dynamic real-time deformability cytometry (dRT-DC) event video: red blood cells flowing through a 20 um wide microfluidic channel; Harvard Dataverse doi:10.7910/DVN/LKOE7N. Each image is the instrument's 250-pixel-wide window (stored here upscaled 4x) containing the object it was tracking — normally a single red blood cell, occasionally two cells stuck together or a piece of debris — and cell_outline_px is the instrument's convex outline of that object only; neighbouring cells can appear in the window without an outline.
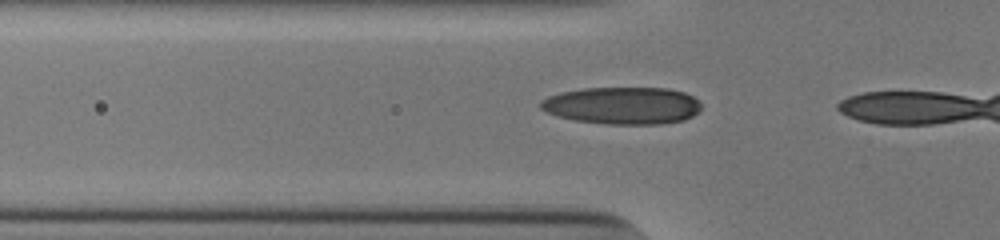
{"species": "human", "species_latin": "Homo sapiens", "temperature_condition": "cold", "stored_images_in_passage": 15, "camera_frame_rate_fps": 3000, "um_per_image_px": 0.085, "donor": {"sex": "male"}, "frame": {"image": 1, "passage_image": 13, "time_ms": 4.0, "image_size_px": [1000, 240], "cell_outline_px": [[700, 108], [692, 116], [684, 120], [660, 124], [608, 124], [576, 120], [556, 116], [540, 108], [540, 100], [548, 96], [560, 92], [584, 88], [668, 88], [684, 92], [692, 96], [700, 104]], "centroid_in_image_um": [52.88, 8.97], "position_along_channel_um": 72.9, "area_um2": 34.8}}